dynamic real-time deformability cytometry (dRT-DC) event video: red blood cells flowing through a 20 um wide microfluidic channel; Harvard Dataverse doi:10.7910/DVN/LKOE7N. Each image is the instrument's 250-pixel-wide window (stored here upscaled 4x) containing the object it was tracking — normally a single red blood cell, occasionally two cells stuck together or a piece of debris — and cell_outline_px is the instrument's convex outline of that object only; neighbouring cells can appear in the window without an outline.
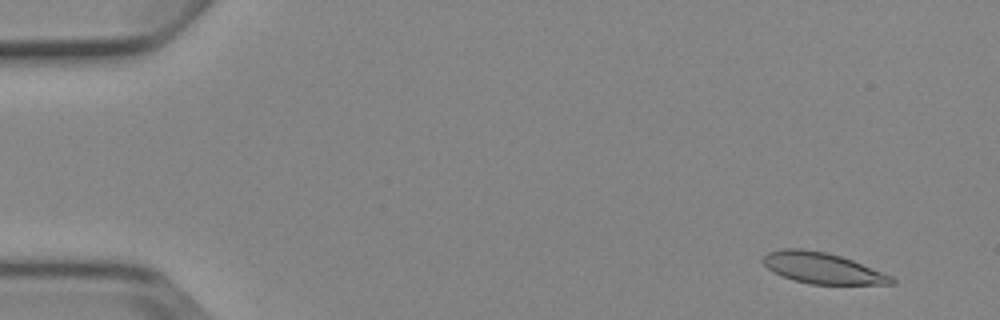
{"species": "Egyptian fruit bat (a non-hibernating species)", "species_latin": "Rousettus aegyptiacus", "temperature_condition": "cold", "stored_images_in_passage": 5, "camera_frame_rate_fps": 3000, "um_per_image_px": 0.085, "animal": {"sex": "female"}, "frame": {"image": 1, "passage_image": 2, "time_ms": 1.0, "image_size_px": [1000, 320], "cell_outline_px": [[896, 284], [808, 284], [792, 280], [768, 268], [764, 264], [764, 256], [768, 252], [784, 248], [800, 248], [824, 252], [840, 256], [852, 260], [892, 276], [896, 280]], "centroid_in_image_um": [69.92, 22.79], "position_along_channel_um": 15.1, "area_um2": 22.89}}